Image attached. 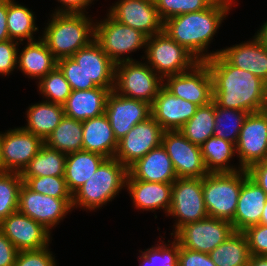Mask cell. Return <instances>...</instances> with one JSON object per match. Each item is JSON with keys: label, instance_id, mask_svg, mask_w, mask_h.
Returning a JSON list of instances; mask_svg holds the SVG:
<instances>
[{"label": "cell", "instance_id": "1", "mask_svg": "<svg viewBox=\"0 0 267 266\" xmlns=\"http://www.w3.org/2000/svg\"><path fill=\"white\" fill-rule=\"evenodd\" d=\"M235 0H215L207 9L171 17L164 21L163 31L186 48L200 62L217 55L207 52L217 30L231 10Z\"/></svg>", "mask_w": 267, "mask_h": 266}, {"label": "cell", "instance_id": "2", "mask_svg": "<svg viewBox=\"0 0 267 266\" xmlns=\"http://www.w3.org/2000/svg\"><path fill=\"white\" fill-rule=\"evenodd\" d=\"M213 80V102L223 108L258 112L265 82L231 65L220 53L204 61Z\"/></svg>", "mask_w": 267, "mask_h": 266}, {"label": "cell", "instance_id": "3", "mask_svg": "<svg viewBox=\"0 0 267 266\" xmlns=\"http://www.w3.org/2000/svg\"><path fill=\"white\" fill-rule=\"evenodd\" d=\"M50 18L41 39L57 60L71 57L94 40L95 22L87 13H52Z\"/></svg>", "mask_w": 267, "mask_h": 266}, {"label": "cell", "instance_id": "4", "mask_svg": "<svg viewBox=\"0 0 267 266\" xmlns=\"http://www.w3.org/2000/svg\"><path fill=\"white\" fill-rule=\"evenodd\" d=\"M128 168L120 161L106 158L94 174L72 194V210L80 207L95 211L119 195L126 188Z\"/></svg>", "mask_w": 267, "mask_h": 266}, {"label": "cell", "instance_id": "5", "mask_svg": "<svg viewBox=\"0 0 267 266\" xmlns=\"http://www.w3.org/2000/svg\"><path fill=\"white\" fill-rule=\"evenodd\" d=\"M246 169L234 172L208 173L202 178L204 204L209 217L232 222Z\"/></svg>", "mask_w": 267, "mask_h": 266}, {"label": "cell", "instance_id": "6", "mask_svg": "<svg viewBox=\"0 0 267 266\" xmlns=\"http://www.w3.org/2000/svg\"><path fill=\"white\" fill-rule=\"evenodd\" d=\"M146 63L164 80L171 75L184 73L200 61L186 48L171 39L165 31L146 40Z\"/></svg>", "mask_w": 267, "mask_h": 266}, {"label": "cell", "instance_id": "7", "mask_svg": "<svg viewBox=\"0 0 267 266\" xmlns=\"http://www.w3.org/2000/svg\"><path fill=\"white\" fill-rule=\"evenodd\" d=\"M106 16L103 21L95 20L94 40L115 64L134 61L128 55L145 48L147 37L140 31L117 22L109 14Z\"/></svg>", "mask_w": 267, "mask_h": 266}, {"label": "cell", "instance_id": "8", "mask_svg": "<svg viewBox=\"0 0 267 266\" xmlns=\"http://www.w3.org/2000/svg\"><path fill=\"white\" fill-rule=\"evenodd\" d=\"M140 62L134 60L116 64L114 91L152 104L164 80L146 62Z\"/></svg>", "mask_w": 267, "mask_h": 266}, {"label": "cell", "instance_id": "9", "mask_svg": "<svg viewBox=\"0 0 267 266\" xmlns=\"http://www.w3.org/2000/svg\"><path fill=\"white\" fill-rule=\"evenodd\" d=\"M166 216H172L176 221L171 236L183 225L208 217L202 178H177L172 183L171 205Z\"/></svg>", "mask_w": 267, "mask_h": 266}, {"label": "cell", "instance_id": "10", "mask_svg": "<svg viewBox=\"0 0 267 266\" xmlns=\"http://www.w3.org/2000/svg\"><path fill=\"white\" fill-rule=\"evenodd\" d=\"M234 231L231 222L208 216L183 225L173 234V238L183 248L209 254Z\"/></svg>", "mask_w": 267, "mask_h": 266}, {"label": "cell", "instance_id": "11", "mask_svg": "<svg viewBox=\"0 0 267 266\" xmlns=\"http://www.w3.org/2000/svg\"><path fill=\"white\" fill-rule=\"evenodd\" d=\"M18 211L39 222L51 232L68 212L72 211V199L46 196L32 191L23 183L19 191Z\"/></svg>", "mask_w": 267, "mask_h": 266}, {"label": "cell", "instance_id": "12", "mask_svg": "<svg viewBox=\"0 0 267 266\" xmlns=\"http://www.w3.org/2000/svg\"><path fill=\"white\" fill-rule=\"evenodd\" d=\"M161 144L178 178H203L208 174L200 146L190 142L179 130L164 131Z\"/></svg>", "mask_w": 267, "mask_h": 266}, {"label": "cell", "instance_id": "13", "mask_svg": "<svg viewBox=\"0 0 267 266\" xmlns=\"http://www.w3.org/2000/svg\"><path fill=\"white\" fill-rule=\"evenodd\" d=\"M164 86L171 93L198 106L213 101V80L205 62L197 63L192 69L164 79Z\"/></svg>", "mask_w": 267, "mask_h": 266}, {"label": "cell", "instance_id": "14", "mask_svg": "<svg viewBox=\"0 0 267 266\" xmlns=\"http://www.w3.org/2000/svg\"><path fill=\"white\" fill-rule=\"evenodd\" d=\"M163 132L164 129L152 116L137 123L118 141L114 158L129 168L153 148L161 145Z\"/></svg>", "mask_w": 267, "mask_h": 266}, {"label": "cell", "instance_id": "15", "mask_svg": "<svg viewBox=\"0 0 267 266\" xmlns=\"http://www.w3.org/2000/svg\"><path fill=\"white\" fill-rule=\"evenodd\" d=\"M108 10L117 22L140 31L147 38L163 31L164 22L154 0H118Z\"/></svg>", "mask_w": 267, "mask_h": 266}, {"label": "cell", "instance_id": "16", "mask_svg": "<svg viewBox=\"0 0 267 266\" xmlns=\"http://www.w3.org/2000/svg\"><path fill=\"white\" fill-rule=\"evenodd\" d=\"M236 146L239 167L248 169L254 163L267 159V117L252 112L246 117Z\"/></svg>", "mask_w": 267, "mask_h": 266}, {"label": "cell", "instance_id": "17", "mask_svg": "<svg viewBox=\"0 0 267 266\" xmlns=\"http://www.w3.org/2000/svg\"><path fill=\"white\" fill-rule=\"evenodd\" d=\"M43 145L40 137L22 127L9 128L1 140L3 172L21 173Z\"/></svg>", "mask_w": 267, "mask_h": 266}, {"label": "cell", "instance_id": "18", "mask_svg": "<svg viewBox=\"0 0 267 266\" xmlns=\"http://www.w3.org/2000/svg\"><path fill=\"white\" fill-rule=\"evenodd\" d=\"M105 115L113 129L115 138L119 141L134 125L151 117V104L124 97L112 90L107 97Z\"/></svg>", "mask_w": 267, "mask_h": 266}, {"label": "cell", "instance_id": "19", "mask_svg": "<svg viewBox=\"0 0 267 266\" xmlns=\"http://www.w3.org/2000/svg\"><path fill=\"white\" fill-rule=\"evenodd\" d=\"M71 57L85 73V90L95 87L114 90L116 64L95 40L79 49Z\"/></svg>", "mask_w": 267, "mask_h": 266}, {"label": "cell", "instance_id": "20", "mask_svg": "<svg viewBox=\"0 0 267 266\" xmlns=\"http://www.w3.org/2000/svg\"><path fill=\"white\" fill-rule=\"evenodd\" d=\"M0 231L18 251L39 250L50 245L51 232L42 224L16 211L0 223Z\"/></svg>", "mask_w": 267, "mask_h": 266}, {"label": "cell", "instance_id": "21", "mask_svg": "<svg viewBox=\"0 0 267 266\" xmlns=\"http://www.w3.org/2000/svg\"><path fill=\"white\" fill-rule=\"evenodd\" d=\"M199 106L174 96L164 85L151 104V116L164 131L180 130Z\"/></svg>", "mask_w": 267, "mask_h": 266}, {"label": "cell", "instance_id": "22", "mask_svg": "<svg viewBox=\"0 0 267 266\" xmlns=\"http://www.w3.org/2000/svg\"><path fill=\"white\" fill-rule=\"evenodd\" d=\"M231 65L246 70L267 83V48L253 36L249 41L216 50Z\"/></svg>", "mask_w": 267, "mask_h": 266}, {"label": "cell", "instance_id": "23", "mask_svg": "<svg viewBox=\"0 0 267 266\" xmlns=\"http://www.w3.org/2000/svg\"><path fill=\"white\" fill-rule=\"evenodd\" d=\"M177 178L173 163L162 144L132 164L127 176V179L160 183H173Z\"/></svg>", "mask_w": 267, "mask_h": 266}, {"label": "cell", "instance_id": "24", "mask_svg": "<svg viewBox=\"0 0 267 266\" xmlns=\"http://www.w3.org/2000/svg\"><path fill=\"white\" fill-rule=\"evenodd\" d=\"M267 194L249 176L243 181L234 219L231 222L235 231L260 224Z\"/></svg>", "mask_w": 267, "mask_h": 266}, {"label": "cell", "instance_id": "25", "mask_svg": "<svg viewBox=\"0 0 267 266\" xmlns=\"http://www.w3.org/2000/svg\"><path fill=\"white\" fill-rule=\"evenodd\" d=\"M126 187L134 208L145 211L163 209L167 215L171 205L172 183L127 179Z\"/></svg>", "mask_w": 267, "mask_h": 266}, {"label": "cell", "instance_id": "26", "mask_svg": "<svg viewBox=\"0 0 267 266\" xmlns=\"http://www.w3.org/2000/svg\"><path fill=\"white\" fill-rule=\"evenodd\" d=\"M110 92L109 89L102 87L73 90L63 104L65 116L84 121L104 114Z\"/></svg>", "mask_w": 267, "mask_h": 266}, {"label": "cell", "instance_id": "27", "mask_svg": "<svg viewBox=\"0 0 267 266\" xmlns=\"http://www.w3.org/2000/svg\"><path fill=\"white\" fill-rule=\"evenodd\" d=\"M82 125L84 151L97 153L106 158L115 156L118 141L105 113L82 121Z\"/></svg>", "mask_w": 267, "mask_h": 266}, {"label": "cell", "instance_id": "28", "mask_svg": "<svg viewBox=\"0 0 267 266\" xmlns=\"http://www.w3.org/2000/svg\"><path fill=\"white\" fill-rule=\"evenodd\" d=\"M38 40L27 42L17 56V69L28 78L40 80L57 66V59L48 49L46 43Z\"/></svg>", "mask_w": 267, "mask_h": 266}, {"label": "cell", "instance_id": "29", "mask_svg": "<svg viewBox=\"0 0 267 266\" xmlns=\"http://www.w3.org/2000/svg\"><path fill=\"white\" fill-rule=\"evenodd\" d=\"M64 115L63 105L43 100L27 108V125L22 128L45 141L60 124Z\"/></svg>", "mask_w": 267, "mask_h": 266}, {"label": "cell", "instance_id": "30", "mask_svg": "<svg viewBox=\"0 0 267 266\" xmlns=\"http://www.w3.org/2000/svg\"><path fill=\"white\" fill-rule=\"evenodd\" d=\"M106 157L89 152L77 151L67 154L64 178L69 191L73 194L98 169Z\"/></svg>", "mask_w": 267, "mask_h": 266}, {"label": "cell", "instance_id": "31", "mask_svg": "<svg viewBox=\"0 0 267 266\" xmlns=\"http://www.w3.org/2000/svg\"><path fill=\"white\" fill-rule=\"evenodd\" d=\"M200 149L208 173L234 172L243 169L229 164L236 155V146L230 141L211 136Z\"/></svg>", "mask_w": 267, "mask_h": 266}, {"label": "cell", "instance_id": "32", "mask_svg": "<svg viewBox=\"0 0 267 266\" xmlns=\"http://www.w3.org/2000/svg\"><path fill=\"white\" fill-rule=\"evenodd\" d=\"M82 121L64 117L54 131L46 138L44 144L65 154L83 150Z\"/></svg>", "mask_w": 267, "mask_h": 266}, {"label": "cell", "instance_id": "33", "mask_svg": "<svg viewBox=\"0 0 267 266\" xmlns=\"http://www.w3.org/2000/svg\"><path fill=\"white\" fill-rule=\"evenodd\" d=\"M209 255L216 266H248L251 257L247 239L240 231H234Z\"/></svg>", "mask_w": 267, "mask_h": 266}, {"label": "cell", "instance_id": "34", "mask_svg": "<svg viewBox=\"0 0 267 266\" xmlns=\"http://www.w3.org/2000/svg\"><path fill=\"white\" fill-rule=\"evenodd\" d=\"M29 8L24 5L18 4L14 0H8V13H7V30L11 40L22 43L36 41L34 39L38 32L34 16Z\"/></svg>", "mask_w": 267, "mask_h": 266}, {"label": "cell", "instance_id": "35", "mask_svg": "<svg viewBox=\"0 0 267 266\" xmlns=\"http://www.w3.org/2000/svg\"><path fill=\"white\" fill-rule=\"evenodd\" d=\"M66 156L44 144L20 173L21 177L64 176Z\"/></svg>", "mask_w": 267, "mask_h": 266}, {"label": "cell", "instance_id": "36", "mask_svg": "<svg viewBox=\"0 0 267 266\" xmlns=\"http://www.w3.org/2000/svg\"><path fill=\"white\" fill-rule=\"evenodd\" d=\"M215 103L199 106L193 117L179 130L190 142L201 146L214 136Z\"/></svg>", "mask_w": 267, "mask_h": 266}, {"label": "cell", "instance_id": "37", "mask_svg": "<svg viewBox=\"0 0 267 266\" xmlns=\"http://www.w3.org/2000/svg\"><path fill=\"white\" fill-rule=\"evenodd\" d=\"M248 112L227 109L215 104L214 136L237 144L240 130Z\"/></svg>", "mask_w": 267, "mask_h": 266}, {"label": "cell", "instance_id": "38", "mask_svg": "<svg viewBox=\"0 0 267 266\" xmlns=\"http://www.w3.org/2000/svg\"><path fill=\"white\" fill-rule=\"evenodd\" d=\"M23 184L18 172H0V223L18 211L19 191Z\"/></svg>", "mask_w": 267, "mask_h": 266}, {"label": "cell", "instance_id": "39", "mask_svg": "<svg viewBox=\"0 0 267 266\" xmlns=\"http://www.w3.org/2000/svg\"><path fill=\"white\" fill-rule=\"evenodd\" d=\"M159 242V243H158ZM156 245L140 251L138 261L140 266H178L179 243L174 239L165 243L161 239Z\"/></svg>", "mask_w": 267, "mask_h": 266}, {"label": "cell", "instance_id": "40", "mask_svg": "<svg viewBox=\"0 0 267 266\" xmlns=\"http://www.w3.org/2000/svg\"><path fill=\"white\" fill-rule=\"evenodd\" d=\"M37 83L39 94H42L43 99L46 98V101L51 103L63 105L72 92L71 86L58 66Z\"/></svg>", "mask_w": 267, "mask_h": 266}, {"label": "cell", "instance_id": "41", "mask_svg": "<svg viewBox=\"0 0 267 266\" xmlns=\"http://www.w3.org/2000/svg\"><path fill=\"white\" fill-rule=\"evenodd\" d=\"M32 191L57 199H72L64 176L21 177Z\"/></svg>", "mask_w": 267, "mask_h": 266}, {"label": "cell", "instance_id": "42", "mask_svg": "<svg viewBox=\"0 0 267 266\" xmlns=\"http://www.w3.org/2000/svg\"><path fill=\"white\" fill-rule=\"evenodd\" d=\"M215 0H154L162 21L190 12L207 9Z\"/></svg>", "mask_w": 267, "mask_h": 266}, {"label": "cell", "instance_id": "43", "mask_svg": "<svg viewBox=\"0 0 267 266\" xmlns=\"http://www.w3.org/2000/svg\"><path fill=\"white\" fill-rule=\"evenodd\" d=\"M49 246L39 250L18 251L14 266H57Z\"/></svg>", "mask_w": 267, "mask_h": 266}, {"label": "cell", "instance_id": "44", "mask_svg": "<svg viewBox=\"0 0 267 266\" xmlns=\"http://www.w3.org/2000/svg\"><path fill=\"white\" fill-rule=\"evenodd\" d=\"M57 66L73 90H85V73L72 57L57 60Z\"/></svg>", "mask_w": 267, "mask_h": 266}, {"label": "cell", "instance_id": "45", "mask_svg": "<svg viewBox=\"0 0 267 266\" xmlns=\"http://www.w3.org/2000/svg\"><path fill=\"white\" fill-rule=\"evenodd\" d=\"M251 255L267 256V225L257 224L243 231Z\"/></svg>", "mask_w": 267, "mask_h": 266}, {"label": "cell", "instance_id": "46", "mask_svg": "<svg viewBox=\"0 0 267 266\" xmlns=\"http://www.w3.org/2000/svg\"><path fill=\"white\" fill-rule=\"evenodd\" d=\"M19 44L22 43L11 39L0 41V75L7 76L17 69Z\"/></svg>", "mask_w": 267, "mask_h": 266}, {"label": "cell", "instance_id": "47", "mask_svg": "<svg viewBox=\"0 0 267 266\" xmlns=\"http://www.w3.org/2000/svg\"><path fill=\"white\" fill-rule=\"evenodd\" d=\"M178 266H216L209 254L183 248L179 245Z\"/></svg>", "mask_w": 267, "mask_h": 266}, {"label": "cell", "instance_id": "48", "mask_svg": "<svg viewBox=\"0 0 267 266\" xmlns=\"http://www.w3.org/2000/svg\"><path fill=\"white\" fill-rule=\"evenodd\" d=\"M18 250L0 231V266H14Z\"/></svg>", "mask_w": 267, "mask_h": 266}, {"label": "cell", "instance_id": "49", "mask_svg": "<svg viewBox=\"0 0 267 266\" xmlns=\"http://www.w3.org/2000/svg\"><path fill=\"white\" fill-rule=\"evenodd\" d=\"M248 175L267 194V159L254 163L247 169Z\"/></svg>", "mask_w": 267, "mask_h": 266}, {"label": "cell", "instance_id": "50", "mask_svg": "<svg viewBox=\"0 0 267 266\" xmlns=\"http://www.w3.org/2000/svg\"><path fill=\"white\" fill-rule=\"evenodd\" d=\"M61 3V7L55 9L54 13H84L86 8L95 0H57Z\"/></svg>", "mask_w": 267, "mask_h": 266}, {"label": "cell", "instance_id": "51", "mask_svg": "<svg viewBox=\"0 0 267 266\" xmlns=\"http://www.w3.org/2000/svg\"><path fill=\"white\" fill-rule=\"evenodd\" d=\"M8 0H0V41L10 39L7 30Z\"/></svg>", "mask_w": 267, "mask_h": 266}, {"label": "cell", "instance_id": "52", "mask_svg": "<svg viewBox=\"0 0 267 266\" xmlns=\"http://www.w3.org/2000/svg\"><path fill=\"white\" fill-rule=\"evenodd\" d=\"M255 37L261 42V44L267 48V21L260 26V29L256 31Z\"/></svg>", "mask_w": 267, "mask_h": 266}, {"label": "cell", "instance_id": "53", "mask_svg": "<svg viewBox=\"0 0 267 266\" xmlns=\"http://www.w3.org/2000/svg\"><path fill=\"white\" fill-rule=\"evenodd\" d=\"M248 266H267V256L251 255Z\"/></svg>", "mask_w": 267, "mask_h": 266}, {"label": "cell", "instance_id": "54", "mask_svg": "<svg viewBox=\"0 0 267 266\" xmlns=\"http://www.w3.org/2000/svg\"><path fill=\"white\" fill-rule=\"evenodd\" d=\"M259 112L267 117V83H265Z\"/></svg>", "mask_w": 267, "mask_h": 266}, {"label": "cell", "instance_id": "55", "mask_svg": "<svg viewBox=\"0 0 267 266\" xmlns=\"http://www.w3.org/2000/svg\"><path fill=\"white\" fill-rule=\"evenodd\" d=\"M260 224L267 225V199L260 219Z\"/></svg>", "mask_w": 267, "mask_h": 266}, {"label": "cell", "instance_id": "56", "mask_svg": "<svg viewBox=\"0 0 267 266\" xmlns=\"http://www.w3.org/2000/svg\"><path fill=\"white\" fill-rule=\"evenodd\" d=\"M1 140H2V132L0 131V172H3V163H2V154H1Z\"/></svg>", "mask_w": 267, "mask_h": 266}]
</instances>
